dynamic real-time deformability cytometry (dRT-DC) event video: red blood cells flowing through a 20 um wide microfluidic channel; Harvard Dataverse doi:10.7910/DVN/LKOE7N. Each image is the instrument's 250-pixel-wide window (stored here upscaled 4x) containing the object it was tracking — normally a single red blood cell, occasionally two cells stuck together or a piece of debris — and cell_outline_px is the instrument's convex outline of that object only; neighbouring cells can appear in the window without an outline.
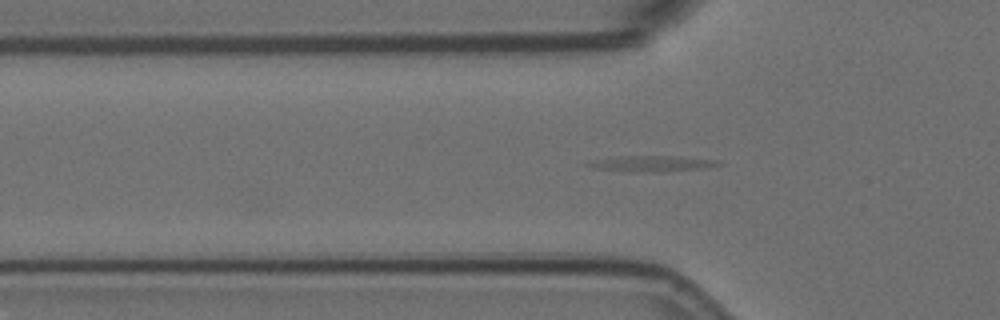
{"species": "Egyptian fruit bat (a non-hibernating species)", "species_latin": "Rousettus aegyptiacus", "temperature_condition": "room temperature", "stored_images_in_passage": 55, "camera_frame_rate_fps": 3000, "um_per_image_px": 0.085, "animal": {"sex": "female"}, "frame": {"image": 1, "passage_image": 16, "time_ms": 5.0, "image_size_px": [1000, 320], "cell_outline_px": [[724, 164], [700, 168], [664, 172], [660, 172], [596, 168], [584, 164], [592, 160], [628, 156], [668, 156], [720, 160]], "centroid_in_image_um": [55.51, 13.89], "position_along_channel_um": 70.3, "area_um2": 11.39}}
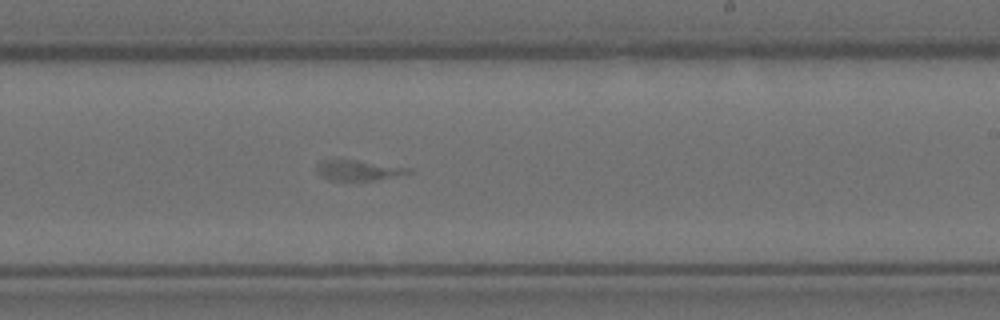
{"frame": {"image": 2, "passage_image": 32, "time_ms": 10.333, "image_size_px": [1000, 320], "cell_outline_px": [[412, 172], [376, 180], [328, 180], [320, 176], [316, 168], [316, 164], [320, 160], [356, 160], [412, 168]], "centroid_in_image_um": [30.42, 14.47], "position_along_channel_um": 258.6, "area_um2": 10.81}}
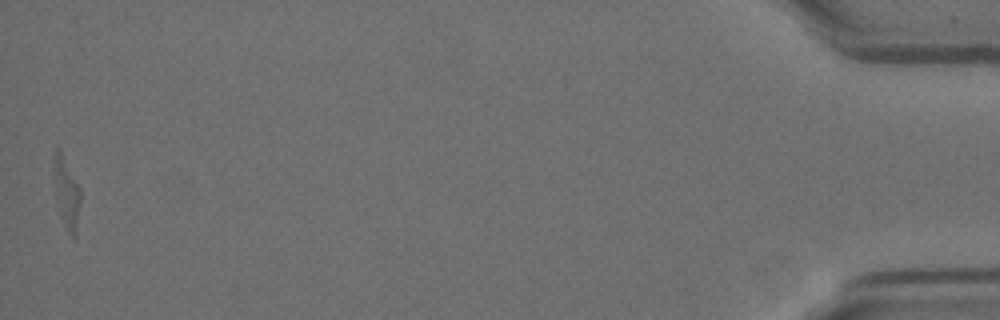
{"frame": {"image": 3, "passage_image": 55, "time_ms": 18.0, "image_size_px": [1000, 320], "cell_outline_px": [[80, 204], [76, 236], [72, 240], [64, 224], [52, 180], [52, 164], [56, 144], [80, 188]], "centroid_in_image_um": [5.63, 16.38], "position_along_channel_um": 429.6, "area_um2": 10.92}}